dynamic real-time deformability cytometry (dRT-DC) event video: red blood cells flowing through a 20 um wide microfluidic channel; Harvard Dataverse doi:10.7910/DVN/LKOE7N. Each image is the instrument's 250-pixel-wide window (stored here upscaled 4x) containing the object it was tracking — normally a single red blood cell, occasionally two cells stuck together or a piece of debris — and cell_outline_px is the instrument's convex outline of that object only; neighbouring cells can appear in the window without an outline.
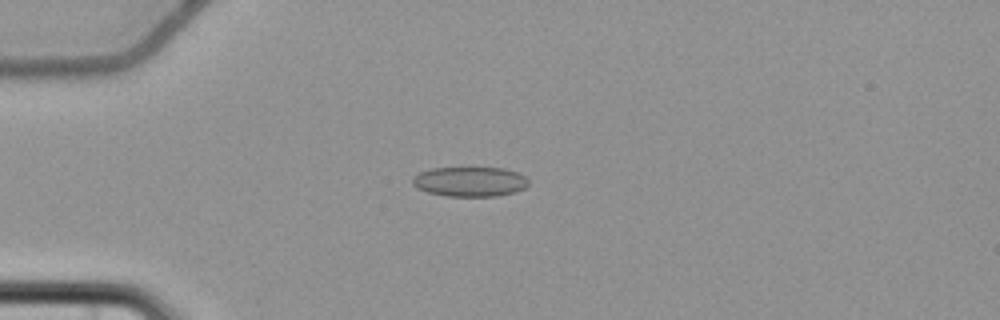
{"species": "common noctule bat (a hibernating species)", "species_latin": "Nyctalus noctula", "temperature_condition": "cold", "stored_images_in_passage": 5, "camera_frame_rate_fps": 3000, "um_per_image_px": 0.085, "animal": {"sex": "female", "body_mass_g": 22.7, "forearm_length_mm": 54.2}, "frame": {"image": 1, "passage_image": 5, "time_ms": 5.0, "image_size_px": [1000, 320], "cell_outline_px": [[528, 184], [524, 188], [516, 192], [496, 196], [448, 196], [428, 192], [416, 188], [412, 184], [412, 176], [420, 172], [432, 168], [504, 168], [516, 172], [524, 176], [528, 180]], "centroid_in_image_um": [39.92, 15.44], "position_along_channel_um": 45.1, "area_um2": 20.11}}